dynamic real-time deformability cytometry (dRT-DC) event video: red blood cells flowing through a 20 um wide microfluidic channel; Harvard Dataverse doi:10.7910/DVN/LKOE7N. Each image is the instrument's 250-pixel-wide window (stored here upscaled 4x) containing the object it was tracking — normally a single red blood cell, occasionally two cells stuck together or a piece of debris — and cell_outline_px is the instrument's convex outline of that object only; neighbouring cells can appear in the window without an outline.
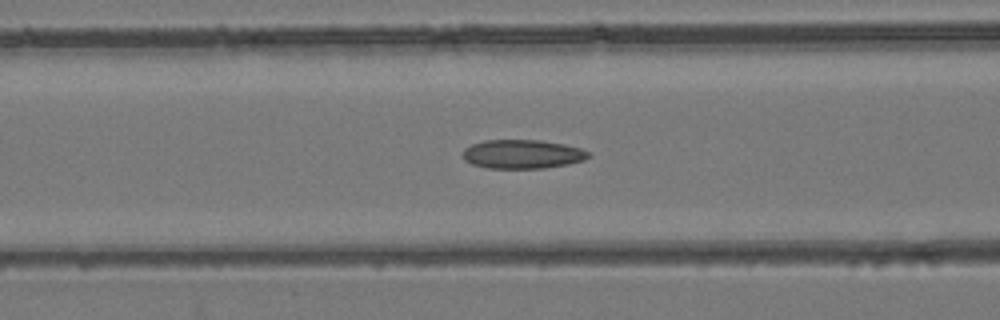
{"species": "common noctule bat (a hibernating species)", "species_latin": "Nyctalus noctula", "temperature_condition": "room temperature", "stored_images_in_passage": 48, "camera_frame_rate_fps": 3000, "um_per_image_px": 0.085, "animal": {"sex": "female", "body_mass_g": 24.6, "forearm_length_mm": 56.2}, "frame": {"image": 1, "passage_image": 20, "time_ms": 6.333, "image_size_px": [1000, 320], "cell_outline_px": [[588, 156], [584, 160], [568, 164], [544, 168], [488, 168], [472, 164], [464, 160], [464, 148], [472, 144], [484, 140], [540, 140], [564, 144], [580, 148], [588, 152]], "centroid_in_image_um": [44.38, 13.1], "position_along_channel_um": 122.2, "area_um2": 21.04}}
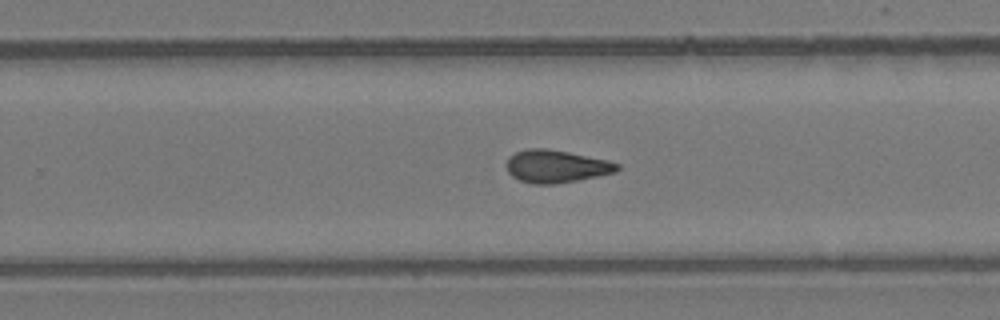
{"frame": {"image": 2, "passage_image": 31, "time_ms": 10.0, "image_size_px": [1000, 320], "cell_outline_px": [[620, 168], [616, 172], [556, 184], [532, 184], [520, 180], [512, 176], [508, 172], [508, 156], [516, 152], [528, 148], [548, 148], [608, 160], [620, 164]], "centroid_in_image_um": [47.28, 14.13], "position_along_channel_um": 282.5, "area_um2": 20.98}}
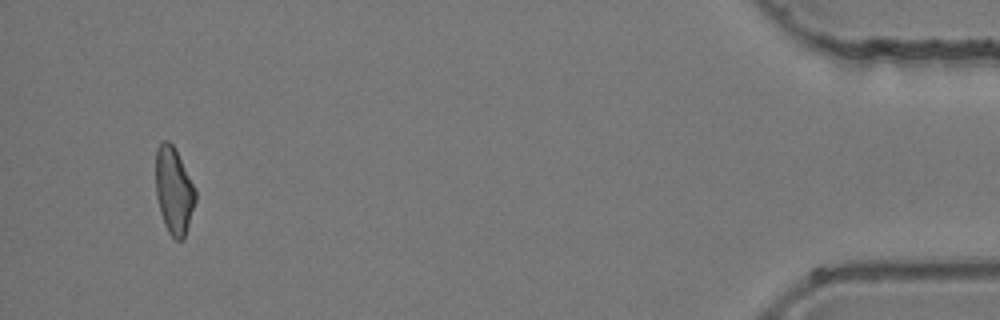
{"frame": {"image": 3, "passage_image": 46, "time_ms": 15.0, "image_size_px": [1000, 320], "cell_outline_px": [[196, 200], [184, 236], [180, 240], [176, 240], [168, 232], [164, 224], [160, 212], [156, 196], [156, 148], [164, 140], [168, 140], [172, 144], [196, 188]], "centroid_in_image_um": [14.77, 16.19], "position_along_channel_um": 420.4, "area_um2": 19.88}}